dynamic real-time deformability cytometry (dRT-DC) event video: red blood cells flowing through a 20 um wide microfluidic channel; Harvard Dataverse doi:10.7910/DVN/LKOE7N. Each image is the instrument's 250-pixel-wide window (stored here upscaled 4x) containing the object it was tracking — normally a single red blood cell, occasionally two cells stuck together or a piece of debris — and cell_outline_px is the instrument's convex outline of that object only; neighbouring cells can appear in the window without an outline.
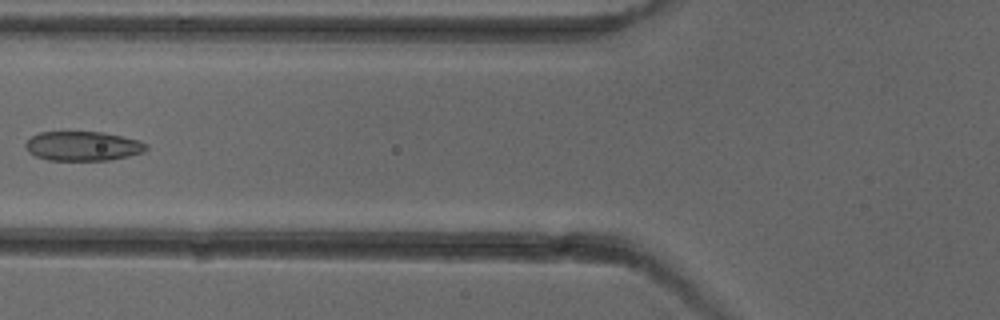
{"species": "common noctule bat (a hibernating species)", "species_latin": "Nyctalus noctula", "temperature_condition": "cold", "stored_images_in_passage": 6, "camera_frame_rate_fps": 3000, "um_per_image_px": 0.085, "animal": {"sex": "female"}, "frame": {"image": 1, "passage_image": 6, "time_ms": 6.667, "image_size_px": [1000, 320], "cell_outline_px": [[148, 148], [144, 152], [128, 156], [108, 160], [48, 160], [36, 156], [28, 152], [24, 144], [32, 136], [40, 132], [100, 132], [140, 140], [148, 144]], "centroid_in_image_um": [7.05, 12.42], "position_along_channel_um": 118.7, "area_um2": 20.63}}